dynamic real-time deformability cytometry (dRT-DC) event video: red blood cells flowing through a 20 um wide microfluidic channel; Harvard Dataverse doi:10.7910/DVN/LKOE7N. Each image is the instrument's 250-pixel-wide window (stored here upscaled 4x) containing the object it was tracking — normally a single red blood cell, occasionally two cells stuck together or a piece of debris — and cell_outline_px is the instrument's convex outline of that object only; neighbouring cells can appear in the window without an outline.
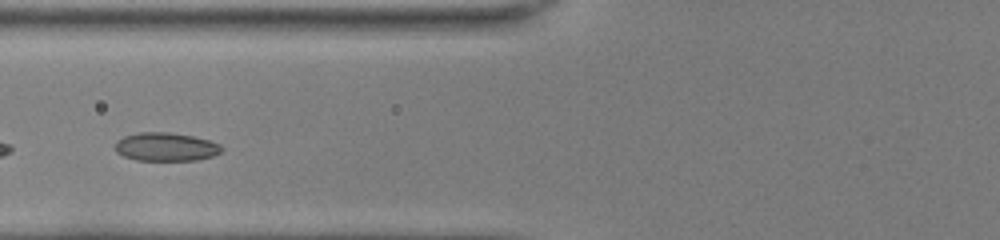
{"species": "common noctule bat (a hibernating species)", "species_latin": "Nyctalus noctula", "temperature_condition": "room temperature", "stored_images_in_passage": 40, "segment_of_instrument_passage": [2, 2], "camera_frame_rate_fps": 3000, "um_per_image_px": 0.085, "animal": {"sex": "female", "body_mass_g": 22.0, "forearm_length_mm": 56.7}, "frame": {"image": 1, "passage_image": 11, "time_ms": 3.333, "image_size_px": [1000, 240], "cell_outline_px": [[224, 148], [220, 152], [212, 156], [196, 160], [136, 160], [124, 156], [116, 152], [116, 140], [124, 136], [140, 132], [168, 132], [192, 136], [208, 140], [220, 144]], "centroid_in_image_um": [14.09, 12.48], "position_along_channel_um": 111.7, "area_um2": 17.57}}
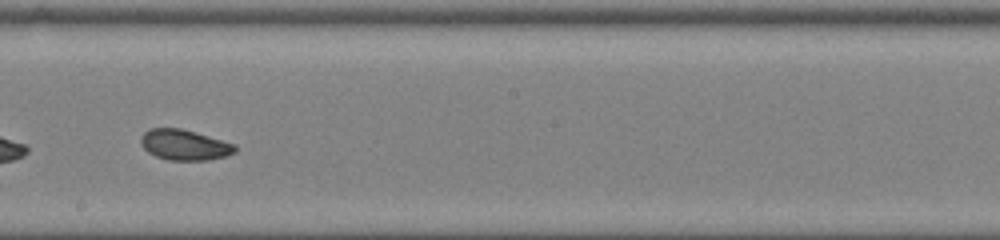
{"frame": {"image": 2, "passage_image": 20, "time_ms": 6.333, "image_size_px": [1000, 240], "cell_outline_px": [[236, 152], [224, 156], [208, 160], [168, 160], [156, 156], [148, 152], [140, 144], [140, 136], [148, 128], [180, 128], [196, 132], [236, 144]], "centroid_in_image_um": [15.66, 12.3], "position_along_channel_um": 232.5, "area_um2": 16.88}}
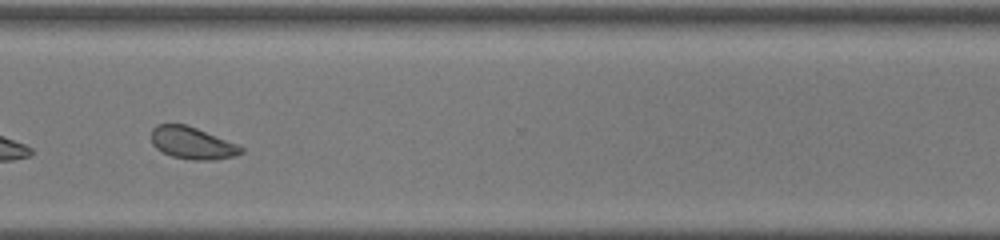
{"frame": {"image": 3, "passage_image": 29, "time_ms": 9.333, "image_size_px": [1000, 240], "cell_outline_px": [[244, 152], [236, 156], [216, 160], [192, 160], [172, 156], [156, 148], [152, 144], [152, 128], [156, 124], [184, 124], [196, 128], [240, 144], [244, 148]], "centroid_in_image_um": [16.39, 12.16], "position_along_channel_um": 354.2, "area_um2": 16.99}}